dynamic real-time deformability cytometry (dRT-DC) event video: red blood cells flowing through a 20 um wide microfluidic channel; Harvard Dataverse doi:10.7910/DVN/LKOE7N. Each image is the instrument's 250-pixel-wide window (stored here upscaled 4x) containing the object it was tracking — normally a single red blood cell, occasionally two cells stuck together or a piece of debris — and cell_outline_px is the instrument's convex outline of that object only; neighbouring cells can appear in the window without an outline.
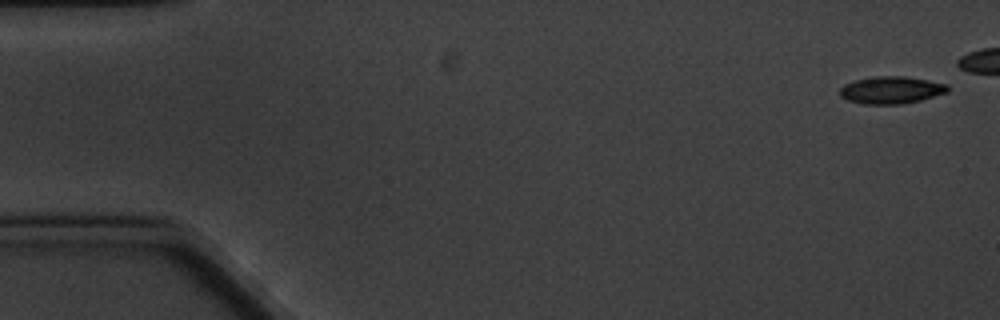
{"species": "common noctule bat (a hibernating species)", "species_latin": "Nyctalus noctula", "temperature_condition": "cold", "stored_images_in_passage": 8, "camera_frame_rate_fps": 3000, "um_per_image_px": 0.085, "animal": {"sex": "male", "body_mass_g": 20.1, "forearm_length_mm": 53.5}, "frame": {"image": 1, "passage_image": 1, "time_ms": 0.0, "image_size_px": [1000, 320], "cell_outline_px": [[948, 92], [920, 100], [904, 104], [864, 104], [848, 100], [840, 96], [840, 88], [844, 84], [856, 80], [876, 76], [904, 76], [928, 80], [948, 84]], "centroid_in_image_um": [75.76, 7.65], "position_along_channel_um": 9.2, "area_um2": 17.11}}